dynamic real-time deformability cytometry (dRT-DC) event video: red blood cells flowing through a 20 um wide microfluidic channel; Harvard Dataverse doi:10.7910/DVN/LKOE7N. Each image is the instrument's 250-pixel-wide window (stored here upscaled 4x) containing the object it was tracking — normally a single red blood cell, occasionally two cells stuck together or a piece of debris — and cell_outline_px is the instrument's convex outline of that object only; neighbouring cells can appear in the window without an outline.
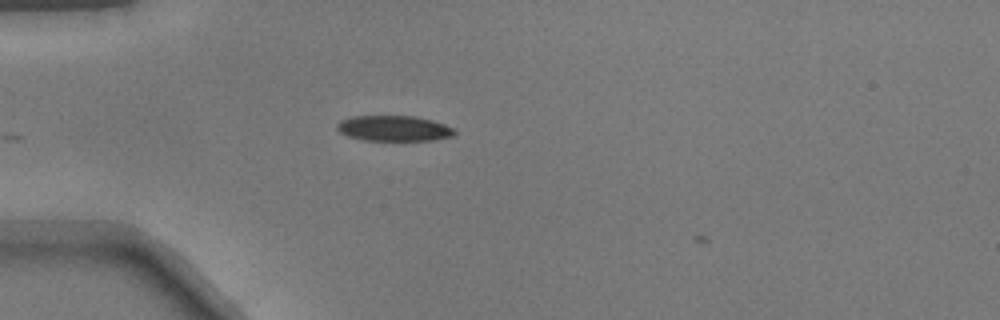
{"species": "common noctule bat (a hibernating species)", "species_latin": "Nyctalus noctula", "temperature_condition": "warm", "stored_images_in_passage": 7, "camera_frame_rate_fps": 3000, "um_per_image_px": 0.085, "animal": {"sex": "male", "body_mass_g": 17.9}, "frame": {"image": 1, "passage_image": 6, "time_ms": 1.667, "image_size_px": [1000, 320], "cell_outline_px": [[456, 132], [452, 136], [432, 140], [364, 140], [348, 136], [340, 132], [336, 128], [336, 124], [340, 120], [352, 116], [416, 116], [432, 120], [444, 124], [452, 128]], "centroid_in_image_um": [33.45, 10.9], "position_along_channel_um": 51.6, "area_um2": 17.4}}